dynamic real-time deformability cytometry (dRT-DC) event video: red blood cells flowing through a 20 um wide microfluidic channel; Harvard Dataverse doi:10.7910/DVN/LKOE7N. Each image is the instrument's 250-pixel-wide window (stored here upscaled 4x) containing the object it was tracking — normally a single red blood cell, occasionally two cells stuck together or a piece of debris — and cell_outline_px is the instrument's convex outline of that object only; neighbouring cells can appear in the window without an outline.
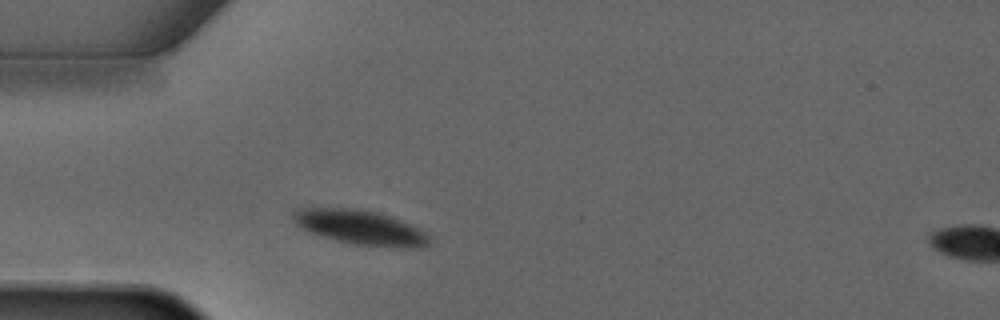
{"species": "common noctule bat (a hibernating species)", "species_latin": "Nyctalus noctula", "temperature_condition": "warm", "stored_images_in_passage": 2, "segment_of_instrument_passage": [1, 2], "camera_frame_rate_fps": 3000, "um_per_image_px": 0.085, "animal": {"sex": "male", "forearm_length_mm": 52.5}, "frame": {"image": 1, "passage_image": 1, "time_ms": 0.0, "image_size_px": [1000, 320], "cell_outline_px": [[432, 244], [420, 248], [412, 248], [352, 244], [320, 236], [308, 232], [296, 224], [292, 220], [288, 212], [292, 208], [356, 208], [376, 212], [400, 220], [424, 232], [428, 236]], "centroid_in_image_um": [30.53, 19.32], "position_along_channel_um": 54.5, "area_um2": 27.57}}